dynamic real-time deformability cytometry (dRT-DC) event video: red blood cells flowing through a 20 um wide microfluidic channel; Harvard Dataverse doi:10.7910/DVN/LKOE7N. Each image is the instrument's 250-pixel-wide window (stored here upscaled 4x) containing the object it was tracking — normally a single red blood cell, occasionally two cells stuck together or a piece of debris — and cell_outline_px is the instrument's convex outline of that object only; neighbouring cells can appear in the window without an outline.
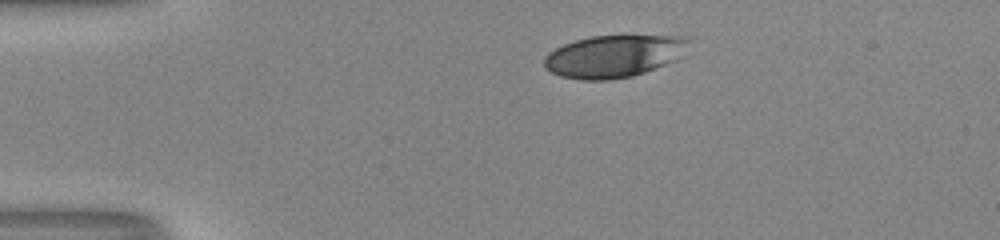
{"species": "human", "species_latin": "Homo sapiens", "temperature_condition": "room temperature", "stored_images_in_passage": 33, "camera_frame_rate_fps": 3000, "um_per_image_px": 0.085, "donor": {"sex": "male"}, "frame": {"image": 1, "passage_image": 1, "time_ms": 0.0, "image_size_px": [1000, 240], "cell_outline_px": [[696, 40], [688, 56], [644, 72], [632, 76], [608, 80], [580, 80], [560, 76], [552, 72], [544, 64], [544, 56], [548, 52], [564, 44], [576, 40], [592, 36], [692, 36]], "centroid_in_image_um": [52.35, 4.76], "position_along_channel_um": 32.6, "area_um2": 36.47}}
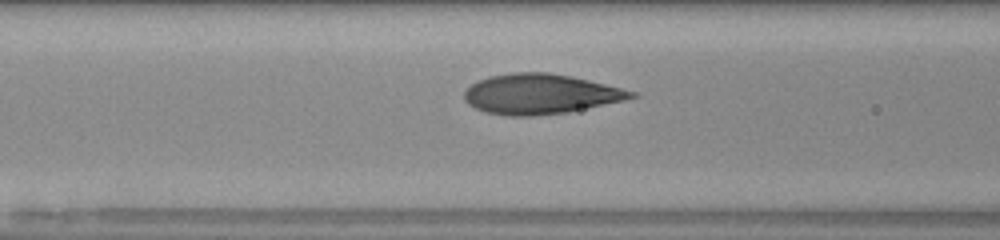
{"frame": {"image": 2, "passage_image": 12, "time_ms": 3.667, "image_size_px": [1000, 240], "cell_outline_px": [[640, 96], [624, 100], [568, 112], [532, 116], [508, 116], [488, 112], [476, 108], [468, 104], [464, 100], [464, 92], [472, 84], [488, 76], [512, 72], [548, 72], [588, 80], [636, 92]], "centroid_in_image_um": [45.91, 7.99], "position_along_channel_um": 120.7, "area_um2": 38.67}}
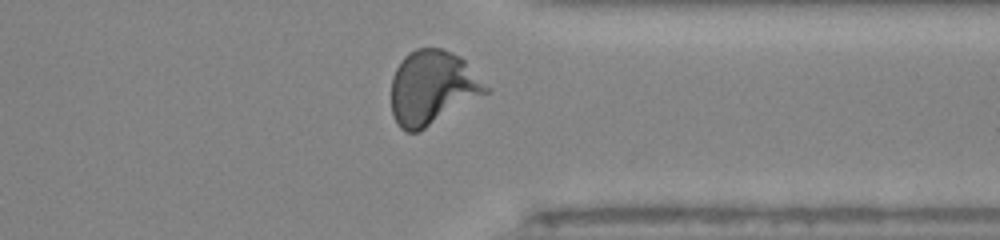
{"frame": {"image": 3, "passage_image": 31, "time_ms": 10.0, "image_size_px": [1000, 240], "cell_outline_px": [[492, 88], [488, 92], [424, 128], [416, 132], [404, 132], [396, 124], [392, 116], [392, 76], [400, 60], [408, 52], [416, 48], [440, 48], [460, 56]], "centroid_in_image_um": [36.74, 7.43], "position_along_channel_um": 374.7, "area_um2": 40.75}, "authors_computed_cell_mechanics": {"area_um2": 37.7434, "velocity_mm_per_s": 4.0507, "shape_relaxation_time_tau1_ms": 3.9639, "shape_relaxation_time_tau2_ms": null, "deformation_change_tau1": 0.206, "deformation_change_tau2": null}}